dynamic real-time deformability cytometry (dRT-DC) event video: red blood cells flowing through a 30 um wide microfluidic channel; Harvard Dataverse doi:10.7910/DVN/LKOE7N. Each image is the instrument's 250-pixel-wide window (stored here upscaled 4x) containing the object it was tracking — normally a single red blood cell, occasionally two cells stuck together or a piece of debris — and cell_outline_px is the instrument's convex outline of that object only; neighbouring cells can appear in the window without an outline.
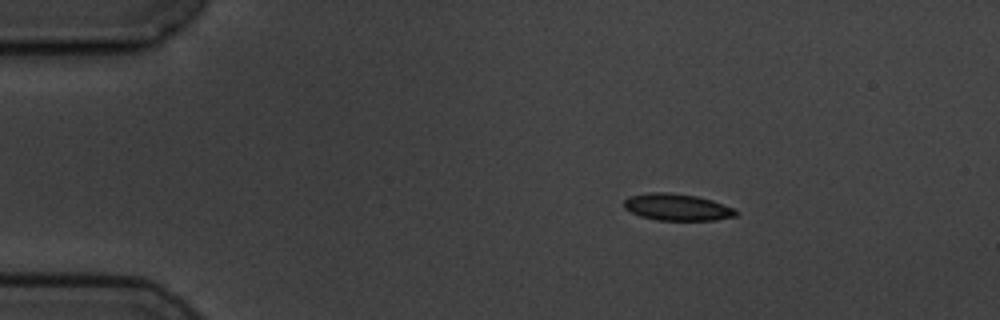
{"species": "common noctule bat (a hibernating species)", "species_latin": "Nyctalus noctula", "temperature_condition": "cold", "stored_images_in_passage": 4, "segment_of_instrument_passage": [1, 2], "camera_frame_rate_fps": 3000, "um_per_image_px": 0.085, "animal": {"sex": "male", "body_mass_g": 19.5, "forearm_length_mm": 54.6}, "frame": {"image": 1, "passage_image": 1, "time_ms": 0.0, "image_size_px": [1000, 320], "cell_outline_px": [[740, 212], [736, 216], [716, 220], [656, 220], [640, 216], [624, 208], [624, 200], [628, 196], [652, 192], [668, 192], [696, 196], [712, 200], [736, 208]], "centroid_in_image_um": [57.59, 17.61], "position_along_channel_um": 27.4, "area_um2": 17.63}}